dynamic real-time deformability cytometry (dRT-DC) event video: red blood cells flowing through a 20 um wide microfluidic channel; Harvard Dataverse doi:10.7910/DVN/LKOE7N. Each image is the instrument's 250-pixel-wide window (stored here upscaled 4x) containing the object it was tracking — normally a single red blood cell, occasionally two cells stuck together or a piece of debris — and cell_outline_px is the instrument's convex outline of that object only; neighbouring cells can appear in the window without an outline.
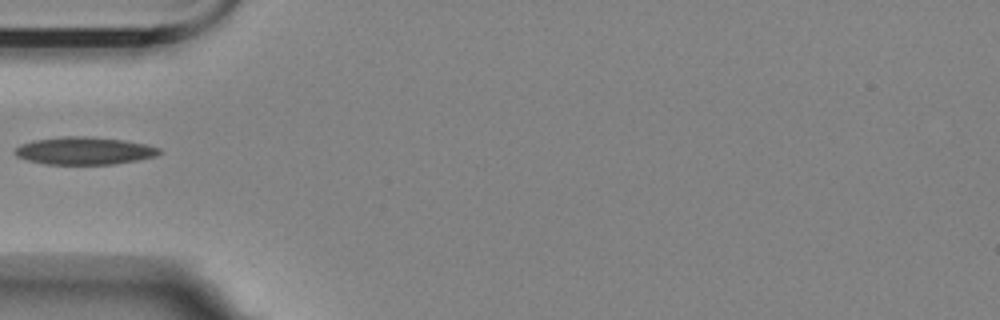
{"species": "Egyptian fruit bat (a non-hibernating species)", "species_latin": "Rousettus aegyptiacus", "temperature_condition": "room temperature", "stored_images_in_passage": 5, "camera_frame_rate_fps": 3000, "um_per_image_px": 0.085, "animal": {"sex": "female"}, "frame": {"image": 1, "passage_image": 1, "time_ms": 0.0, "image_size_px": [1000, 320], "cell_outline_px": [[160, 152], [156, 156], [136, 160], [112, 164], [44, 164], [28, 160], [16, 156], [12, 152], [20, 144], [32, 140], [60, 136], [92, 136], [124, 140], [144, 144], [160, 148]], "centroid_in_image_um": [7.11, 12.8], "position_along_channel_um": 77.9, "area_um2": 23.29}}
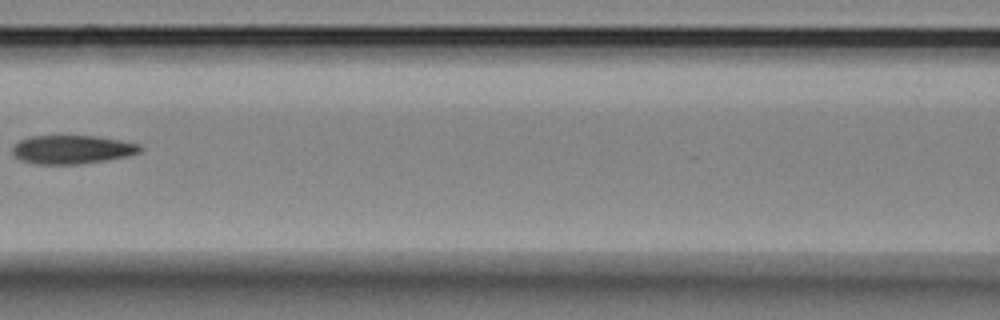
{"frame": {"image": 2, "passage_image": 3, "time_ms": 2.333, "image_size_px": [1000, 320], "cell_outline_px": [[140, 152], [128, 156], [108, 160], [80, 164], [36, 164], [20, 160], [12, 152], [12, 148], [20, 140], [32, 136], [96, 136], [120, 140], [140, 144]], "centroid_in_image_um": [6.14, 12.71], "position_along_channel_um": 160.5, "area_um2": 21.21}}
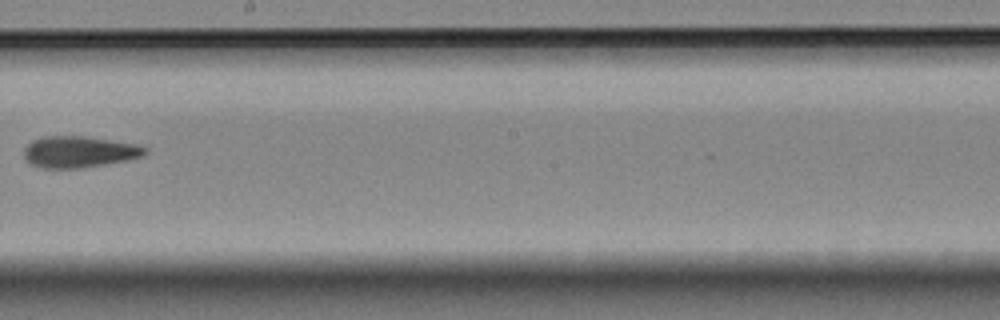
{"frame": {"image": 3, "passage_image": 5, "time_ms": 4.667, "image_size_px": [1000, 320], "cell_outline_px": [[148, 152], [144, 156], [104, 164], [80, 168], [40, 168], [28, 164], [24, 160], [24, 148], [32, 140], [44, 136], [84, 136], [136, 144], [148, 148]], "centroid_in_image_um": [6.68, 12.91], "position_along_channel_um": 241.5, "area_um2": 22.25}}